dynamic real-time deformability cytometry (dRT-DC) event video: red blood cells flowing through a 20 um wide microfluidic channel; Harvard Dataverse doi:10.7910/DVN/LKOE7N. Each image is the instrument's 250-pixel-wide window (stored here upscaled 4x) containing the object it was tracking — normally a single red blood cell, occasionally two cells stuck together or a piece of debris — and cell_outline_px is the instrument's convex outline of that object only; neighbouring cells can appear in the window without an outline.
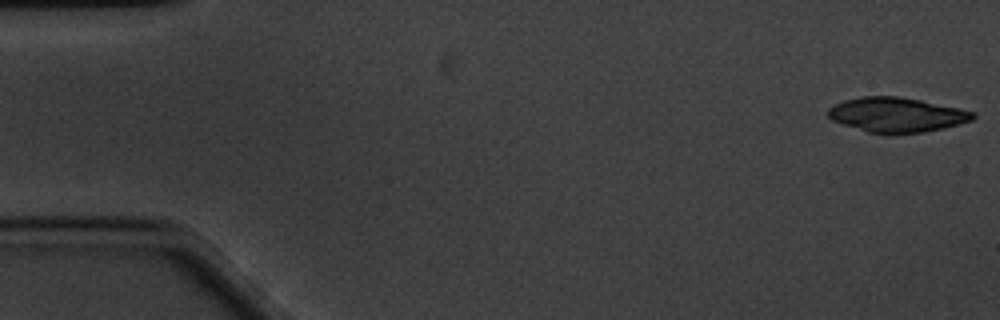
{"species": "common noctule bat (a hibernating species)", "species_latin": "Nyctalus noctula", "temperature_condition": "cold", "stored_images_in_passage": 41, "camera_frame_rate_fps": 3000, "um_per_image_px": 0.085, "animal": {"sex": "male", "body_mass_g": 20.1, "forearm_length_mm": 53.5}, "frame": {"image": 1, "passage_image": 1, "time_ms": 0.0, "image_size_px": [1000, 320], "cell_outline_px": [[976, 116], [972, 120], [924, 132], [868, 132], [832, 120], [828, 116], [828, 108], [844, 100], [860, 96], [896, 96], [920, 100], [960, 108], [976, 112]], "centroid_in_image_um": [76.21, 9.72], "position_along_channel_um": 8.8, "area_um2": 28.61}}
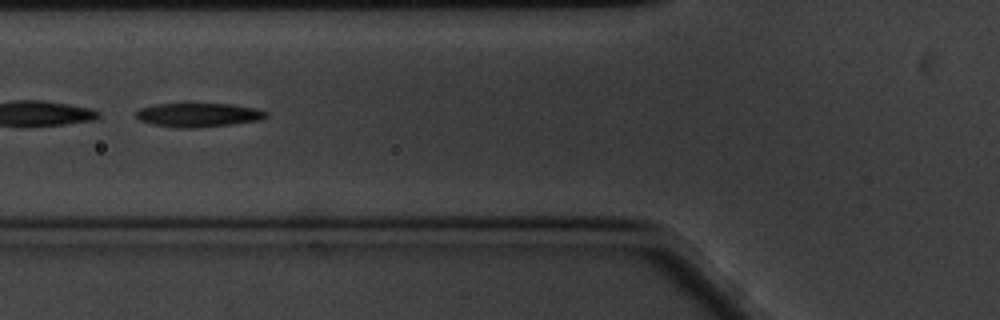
{"frame": {"image": 2, "passage_image": 22, "time_ms": 7.0, "image_size_px": [1000, 320], "cell_outline_px": [[268, 116], [260, 120], [232, 124], [196, 128], [176, 128], [152, 124], [140, 120], [136, 116], [136, 112], [140, 108], [156, 104], [232, 104], [252, 108], [268, 112]], "centroid_in_image_um": [16.85, 9.78], "position_along_channel_um": 108.9, "area_um2": 18.03}}